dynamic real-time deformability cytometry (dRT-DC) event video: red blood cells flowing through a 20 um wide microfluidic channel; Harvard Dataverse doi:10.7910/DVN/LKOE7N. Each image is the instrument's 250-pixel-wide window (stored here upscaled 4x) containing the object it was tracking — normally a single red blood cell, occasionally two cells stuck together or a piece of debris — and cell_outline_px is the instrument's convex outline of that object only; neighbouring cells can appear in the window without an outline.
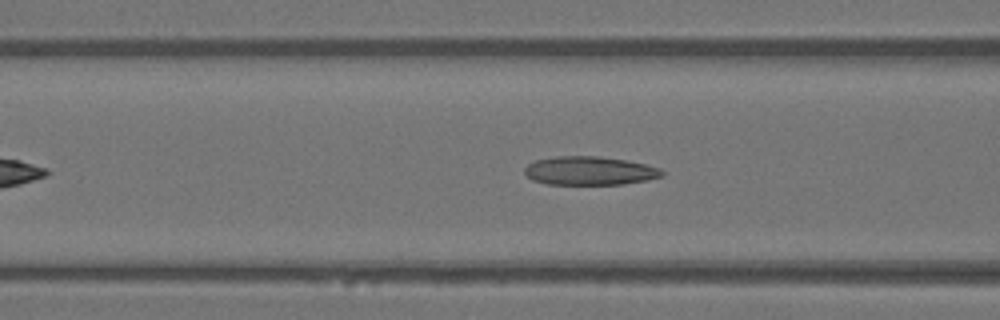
{"species": "Egyptian fruit bat (a non-hibernating species)", "species_latin": "Rousettus aegyptiacus", "temperature_condition": "warm", "stored_images_in_passage": 38, "camera_frame_rate_fps": 3000, "um_per_image_px": 0.085, "animal": {"sex": "female"}, "frame": {"image": 1, "passage_image": 12, "time_ms": 3.667, "image_size_px": [1000, 320], "cell_outline_px": [[664, 176], [648, 180], [624, 184], [548, 184], [532, 180], [524, 172], [524, 168], [528, 164], [536, 160], [556, 156], [600, 156], [624, 160], [644, 164], [660, 168], [664, 172]], "centroid_in_image_um": [50.13, 14.52], "position_along_channel_um": 116.5, "area_um2": 22.89}}
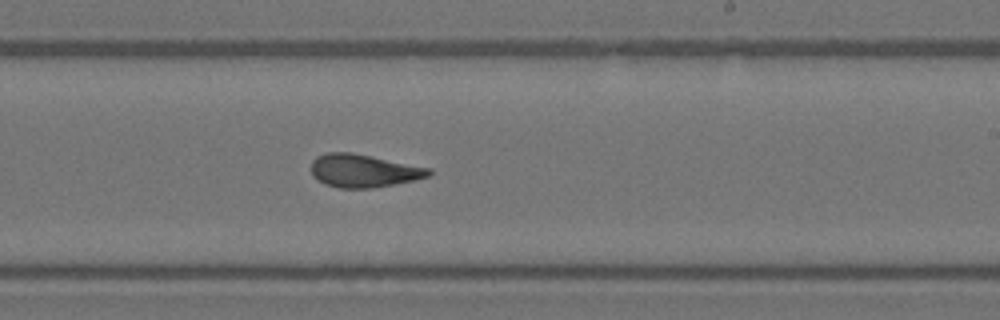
{"frame": {"image": 2, "passage_image": 22, "time_ms": 7.0, "image_size_px": [1000, 320], "cell_outline_px": [[432, 172], [428, 176], [396, 184], [376, 188], [340, 188], [324, 184], [312, 176], [312, 160], [316, 156], [328, 152], [352, 152], [432, 168]], "centroid_in_image_um": [30.89, 14.51], "position_along_channel_um": 258.1, "area_um2": 22.77}}
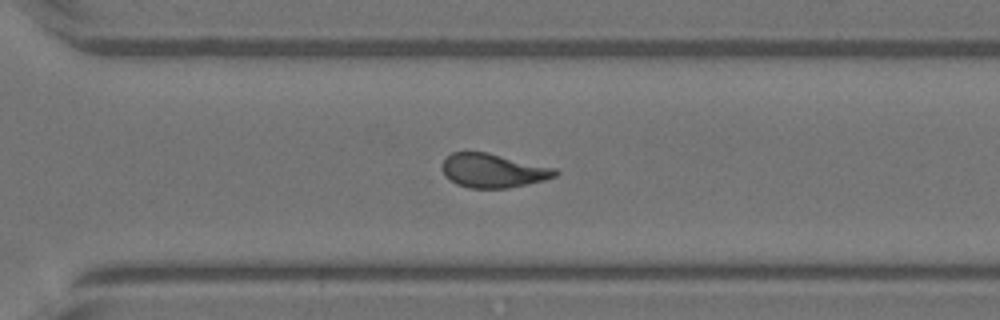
{"frame": {"image": 3, "passage_image": 27, "time_ms": 8.667, "image_size_px": [1000, 320], "cell_outline_px": [[560, 172], [556, 176], [544, 180], [508, 188], [468, 188], [456, 184], [440, 168], [440, 164], [452, 152], [488, 152], [556, 168]], "centroid_in_image_um": [41.93, 14.49], "position_along_channel_um": 328.7, "area_um2": 22.37}}